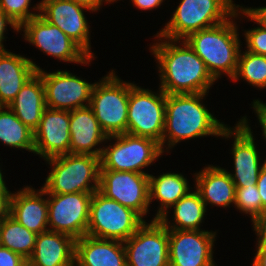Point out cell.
<instances>
[{"label": "cell", "instance_id": "6da1fadb", "mask_svg": "<svg viewBox=\"0 0 266 266\" xmlns=\"http://www.w3.org/2000/svg\"><path fill=\"white\" fill-rule=\"evenodd\" d=\"M155 38L157 42L149 49L157 59L159 88L166 94L209 93L215 80L206 69L204 61L186 41L164 38L158 34Z\"/></svg>", "mask_w": 266, "mask_h": 266}, {"label": "cell", "instance_id": "7a4b0ae2", "mask_svg": "<svg viewBox=\"0 0 266 266\" xmlns=\"http://www.w3.org/2000/svg\"><path fill=\"white\" fill-rule=\"evenodd\" d=\"M206 95L207 93L166 94L163 153L166 152L164 148L169 153L168 150L182 140L220 136L227 125L205 107L203 99Z\"/></svg>", "mask_w": 266, "mask_h": 266}, {"label": "cell", "instance_id": "3957f363", "mask_svg": "<svg viewBox=\"0 0 266 266\" xmlns=\"http://www.w3.org/2000/svg\"><path fill=\"white\" fill-rule=\"evenodd\" d=\"M235 17L239 19L238 8L232 19L218 25L189 34L184 40L204 61L206 69L217 81L222 74L230 80L235 75L241 41ZM234 18V20H233Z\"/></svg>", "mask_w": 266, "mask_h": 266}, {"label": "cell", "instance_id": "277c9868", "mask_svg": "<svg viewBox=\"0 0 266 266\" xmlns=\"http://www.w3.org/2000/svg\"><path fill=\"white\" fill-rule=\"evenodd\" d=\"M45 161L52 168L41 187L46 193H94L99 190L100 157L68 153Z\"/></svg>", "mask_w": 266, "mask_h": 266}, {"label": "cell", "instance_id": "5b68a950", "mask_svg": "<svg viewBox=\"0 0 266 266\" xmlns=\"http://www.w3.org/2000/svg\"><path fill=\"white\" fill-rule=\"evenodd\" d=\"M239 6L233 0H181L169 22L157 34L183 40L193 32L229 20Z\"/></svg>", "mask_w": 266, "mask_h": 266}, {"label": "cell", "instance_id": "8992f818", "mask_svg": "<svg viewBox=\"0 0 266 266\" xmlns=\"http://www.w3.org/2000/svg\"><path fill=\"white\" fill-rule=\"evenodd\" d=\"M145 219L134 210L107 198L99 190L92 195L86 235L125 242L143 224Z\"/></svg>", "mask_w": 266, "mask_h": 266}, {"label": "cell", "instance_id": "52a82bcc", "mask_svg": "<svg viewBox=\"0 0 266 266\" xmlns=\"http://www.w3.org/2000/svg\"><path fill=\"white\" fill-rule=\"evenodd\" d=\"M128 102L129 82L114 70L95 83L89 106L107 136L127 133Z\"/></svg>", "mask_w": 266, "mask_h": 266}, {"label": "cell", "instance_id": "ba28073f", "mask_svg": "<svg viewBox=\"0 0 266 266\" xmlns=\"http://www.w3.org/2000/svg\"><path fill=\"white\" fill-rule=\"evenodd\" d=\"M114 140L109 146H103L100 157V170L129 171L148 174L143 171L162 156L163 151L158 142L146 137L127 133L108 136ZM143 168V169H142Z\"/></svg>", "mask_w": 266, "mask_h": 266}, {"label": "cell", "instance_id": "9c48e42d", "mask_svg": "<svg viewBox=\"0 0 266 266\" xmlns=\"http://www.w3.org/2000/svg\"><path fill=\"white\" fill-rule=\"evenodd\" d=\"M166 93H157L129 82L127 134L158 142L162 149Z\"/></svg>", "mask_w": 266, "mask_h": 266}, {"label": "cell", "instance_id": "30bf717a", "mask_svg": "<svg viewBox=\"0 0 266 266\" xmlns=\"http://www.w3.org/2000/svg\"><path fill=\"white\" fill-rule=\"evenodd\" d=\"M20 31L24 32V40L60 61L87 65L93 59L58 27L40 15L24 22L19 27Z\"/></svg>", "mask_w": 266, "mask_h": 266}, {"label": "cell", "instance_id": "8fae6325", "mask_svg": "<svg viewBox=\"0 0 266 266\" xmlns=\"http://www.w3.org/2000/svg\"><path fill=\"white\" fill-rule=\"evenodd\" d=\"M46 194L48 230L67 234L75 240L86 235L93 193Z\"/></svg>", "mask_w": 266, "mask_h": 266}, {"label": "cell", "instance_id": "7c38bea8", "mask_svg": "<svg viewBox=\"0 0 266 266\" xmlns=\"http://www.w3.org/2000/svg\"><path fill=\"white\" fill-rule=\"evenodd\" d=\"M123 243L127 266H169V230L158 219L145 221Z\"/></svg>", "mask_w": 266, "mask_h": 266}, {"label": "cell", "instance_id": "4fadbf2b", "mask_svg": "<svg viewBox=\"0 0 266 266\" xmlns=\"http://www.w3.org/2000/svg\"><path fill=\"white\" fill-rule=\"evenodd\" d=\"M99 191L107 198L137 212H149V175L129 171L100 170Z\"/></svg>", "mask_w": 266, "mask_h": 266}, {"label": "cell", "instance_id": "5bb4252c", "mask_svg": "<svg viewBox=\"0 0 266 266\" xmlns=\"http://www.w3.org/2000/svg\"><path fill=\"white\" fill-rule=\"evenodd\" d=\"M247 119L246 116L242 117L234 128L227 125L220 134V137L225 139H230L231 136L234 139L230 151L233 156L235 173L229 172V175L235 187L256 185L259 173L264 165V163H260L261 158Z\"/></svg>", "mask_w": 266, "mask_h": 266}, {"label": "cell", "instance_id": "9a60e30c", "mask_svg": "<svg viewBox=\"0 0 266 266\" xmlns=\"http://www.w3.org/2000/svg\"><path fill=\"white\" fill-rule=\"evenodd\" d=\"M37 73L44 84L46 107L71 111L90 105L95 83H88L67 70L47 73L40 69Z\"/></svg>", "mask_w": 266, "mask_h": 266}, {"label": "cell", "instance_id": "2e32d148", "mask_svg": "<svg viewBox=\"0 0 266 266\" xmlns=\"http://www.w3.org/2000/svg\"><path fill=\"white\" fill-rule=\"evenodd\" d=\"M32 9L39 10L43 19L58 27L90 57L96 58L91 52L90 27L84 14V10L91 11L90 9L74 0H42Z\"/></svg>", "mask_w": 266, "mask_h": 266}, {"label": "cell", "instance_id": "e0dca14e", "mask_svg": "<svg viewBox=\"0 0 266 266\" xmlns=\"http://www.w3.org/2000/svg\"><path fill=\"white\" fill-rule=\"evenodd\" d=\"M216 231L169 230V266H217L213 260Z\"/></svg>", "mask_w": 266, "mask_h": 266}, {"label": "cell", "instance_id": "ac0fdd59", "mask_svg": "<svg viewBox=\"0 0 266 266\" xmlns=\"http://www.w3.org/2000/svg\"><path fill=\"white\" fill-rule=\"evenodd\" d=\"M70 111L46 107L34 131V153L44 160L69 153Z\"/></svg>", "mask_w": 266, "mask_h": 266}, {"label": "cell", "instance_id": "d6986e66", "mask_svg": "<svg viewBox=\"0 0 266 266\" xmlns=\"http://www.w3.org/2000/svg\"><path fill=\"white\" fill-rule=\"evenodd\" d=\"M44 196V197H43ZM46 192L32 186L12 193L10 216L28 230L40 234L48 231V201Z\"/></svg>", "mask_w": 266, "mask_h": 266}, {"label": "cell", "instance_id": "ffe728a7", "mask_svg": "<svg viewBox=\"0 0 266 266\" xmlns=\"http://www.w3.org/2000/svg\"><path fill=\"white\" fill-rule=\"evenodd\" d=\"M70 147L69 153L90 154L101 157L108 136L102 130L90 106L70 111ZM95 147V148H94Z\"/></svg>", "mask_w": 266, "mask_h": 266}, {"label": "cell", "instance_id": "44dd1931", "mask_svg": "<svg viewBox=\"0 0 266 266\" xmlns=\"http://www.w3.org/2000/svg\"><path fill=\"white\" fill-rule=\"evenodd\" d=\"M75 266H127L124 243L84 235L75 241Z\"/></svg>", "mask_w": 266, "mask_h": 266}, {"label": "cell", "instance_id": "7402d4cb", "mask_svg": "<svg viewBox=\"0 0 266 266\" xmlns=\"http://www.w3.org/2000/svg\"><path fill=\"white\" fill-rule=\"evenodd\" d=\"M35 62L7 50L0 52V106H8L24 84L40 70Z\"/></svg>", "mask_w": 266, "mask_h": 266}, {"label": "cell", "instance_id": "603a6c76", "mask_svg": "<svg viewBox=\"0 0 266 266\" xmlns=\"http://www.w3.org/2000/svg\"><path fill=\"white\" fill-rule=\"evenodd\" d=\"M75 241L67 234L49 230L37 234L28 261L33 266H75Z\"/></svg>", "mask_w": 266, "mask_h": 266}, {"label": "cell", "instance_id": "cb8c5ba5", "mask_svg": "<svg viewBox=\"0 0 266 266\" xmlns=\"http://www.w3.org/2000/svg\"><path fill=\"white\" fill-rule=\"evenodd\" d=\"M196 190L204 204L213 207H230L235 205L236 187L229 171L219 166L207 165L194 174ZM230 205V206H229Z\"/></svg>", "mask_w": 266, "mask_h": 266}, {"label": "cell", "instance_id": "d4e9b609", "mask_svg": "<svg viewBox=\"0 0 266 266\" xmlns=\"http://www.w3.org/2000/svg\"><path fill=\"white\" fill-rule=\"evenodd\" d=\"M8 107L33 132L38 128L46 108L44 84L38 73L24 84Z\"/></svg>", "mask_w": 266, "mask_h": 266}, {"label": "cell", "instance_id": "484cf974", "mask_svg": "<svg viewBox=\"0 0 266 266\" xmlns=\"http://www.w3.org/2000/svg\"><path fill=\"white\" fill-rule=\"evenodd\" d=\"M189 187L187 178L181 173L163 172L157 177L149 174V204L153 202V199L160 201V206L157 207L158 210L153 219L156 220L162 215H167L168 209L192 189Z\"/></svg>", "mask_w": 266, "mask_h": 266}, {"label": "cell", "instance_id": "4316f807", "mask_svg": "<svg viewBox=\"0 0 266 266\" xmlns=\"http://www.w3.org/2000/svg\"><path fill=\"white\" fill-rule=\"evenodd\" d=\"M170 208L174 209L173 223L168 221V215H162L158 219L168 230H202L200 226L207 208L197 190H190Z\"/></svg>", "mask_w": 266, "mask_h": 266}, {"label": "cell", "instance_id": "83f0119b", "mask_svg": "<svg viewBox=\"0 0 266 266\" xmlns=\"http://www.w3.org/2000/svg\"><path fill=\"white\" fill-rule=\"evenodd\" d=\"M0 142L11 148L34 153V132L8 106H0Z\"/></svg>", "mask_w": 266, "mask_h": 266}, {"label": "cell", "instance_id": "f1b7e54d", "mask_svg": "<svg viewBox=\"0 0 266 266\" xmlns=\"http://www.w3.org/2000/svg\"><path fill=\"white\" fill-rule=\"evenodd\" d=\"M37 234L19 224L12 216L1 221V246L28 260L33 253Z\"/></svg>", "mask_w": 266, "mask_h": 266}, {"label": "cell", "instance_id": "f546056e", "mask_svg": "<svg viewBox=\"0 0 266 266\" xmlns=\"http://www.w3.org/2000/svg\"><path fill=\"white\" fill-rule=\"evenodd\" d=\"M244 79L255 88H266V56L245 50L239 53L238 64L232 81Z\"/></svg>", "mask_w": 266, "mask_h": 266}, {"label": "cell", "instance_id": "4dcf8cb0", "mask_svg": "<svg viewBox=\"0 0 266 266\" xmlns=\"http://www.w3.org/2000/svg\"><path fill=\"white\" fill-rule=\"evenodd\" d=\"M235 208L245 214H249L251 221L262 212V201L257 185L248 187H236Z\"/></svg>", "mask_w": 266, "mask_h": 266}, {"label": "cell", "instance_id": "1f68e13d", "mask_svg": "<svg viewBox=\"0 0 266 266\" xmlns=\"http://www.w3.org/2000/svg\"><path fill=\"white\" fill-rule=\"evenodd\" d=\"M31 0H0V9L12 19L18 27L40 14L29 11Z\"/></svg>", "mask_w": 266, "mask_h": 266}, {"label": "cell", "instance_id": "d6a6232c", "mask_svg": "<svg viewBox=\"0 0 266 266\" xmlns=\"http://www.w3.org/2000/svg\"><path fill=\"white\" fill-rule=\"evenodd\" d=\"M244 31L247 51L266 56V30L258 26Z\"/></svg>", "mask_w": 266, "mask_h": 266}, {"label": "cell", "instance_id": "836d02e7", "mask_svg": "<svg viewBox=\"0 0 266 266\" xmlns=\"http://www.w3.org/2000/svg\"><path fill=\"white\" fill-rule=\"evenodd\" d=\"M240 8V9H239ZM238 14H243L244 16L249 17L250 21H254L264 30H266V7L259 8H249V7H238Z\"/></svg>", "mask_w": 266, "mask_h": 266}, {"label": "cell", "instance_id": "e575fe53", "mask_svg": "<svg viewBox=\"0 0 266 266\" xmlns=\"http://www.w3.org/2000/svg\"><path fill=\"white\" fill-rule=\"evenodd\" d=\"M255 234L257 235V246H266V209L252 220Z\"/></svg>", "mask_w": 266, "mask_h": 266}, {"label": "cell", "instance_id": "d590c367", "mask_svg": "<svg viewBox=\"0 0 266 266\" xmlns=\"http://www.w3.org/2000/svg\"><path fill=\"white\" fill-rule=\"evenodd\" d=\"M25 261L20 254L0 246V266H20Z\"/></svg>", "mask_w": 266, "mask_h": 266}, {"label": "cell", "instance_id": "8d00e7d4", "mask_svg": "<svg viewBox=\"0 0 266 266\" xmlns=\"http://www.w3.org/2000/svg\"><path fill=\"white\" fill-rule=\"evenodd\" d=\"M11 195L8 187H0V221L10 215Z\"/></svg>", "mask_w": 266, "mask_h": 266}, {"label": "cell", "instance_id": "74e56055", "mask_svg": "<svg viewBox=\"0 0 266 266\" xmlns=\"http://www.w3.org/2000/svg\"><path fill=\"white\" fill-rule=\"evenodd\" d=\"M10 25L14 31L19 32V27L17 24L10 19L1 9H0V52L5 51L3 41L5 39V32L7 30V26Z\"/></svg>", "mask_w": 266, "mask_h": 266}, {"label": "cell", "instance_id": "f35d334b", "mask_svg": "<svg viewBox=\"0 0 266 266\" xmlns=\"http://www.w3.org/2000/svg\"><path fill=\"white\" fill-rule=\"evenodd\" d=\"M252 106L262 128V136L266 141V103H263V101L259 99H255L253 100Z\"/></svg>", "mask_w": 266, "mask_h": 266}, {"label": "cell", "instance_id": "ab89813d", "mask_svg": "<svg viewBox=\"0 0 266 266\" xmlns=\"http://www.w3.org/2000/svg\"><path fill=\"white\" fill-rule=\"evenodd\" d=\"M258 192L262 201V211L266 209V159L264 165L259 173V177L256 183Z\"/></svg>", "mask_w": 266, "mask_h": 266}, {"label": "cell", "instance_id": "60d3db41", "mask_svg": "<svg viewBox=\"0 0 266 266\" xmlns=\"http://www.w3.org/2000/svg\"><path fill=\"white\" fill-rule=\"evenodd\" d=\"M164 0H131L133 6L137 7L140 10H152L161 6Z\"/></svg>", "mask_w": 266, "mask_h": 266}, {"label": "cell", "instance_id": "b9f144b4", "mask_svg": "<svg viewBox=\"0 0 266 266\" xmlns=\"http://www.w3.org/2000/svg\"><path fill=\"white\" fill-rule=\"evenodd\" d=\"M77 4H80L84 7H87L91 10V12H97L100 10V8L103 5V2L105 3H111L110 0H74Z\"/></svg>", "mask_w": 266, "mask_h": 266}, {"label": "cell", "instance_id": "7bdbcfd3", "mask_svg": "<svg viewBox=\"0 0 266 266\" xmlns=\"http://www.w3.org/2000/svg\"><path fill=\"white\" fill-rule=\"evenodd\" d=\"M252 266H266V246H256Z\"/></svg>", "mask_w": 266, "mask_h": 266}, {"label": "cell", "instance_id": "ee69618b", "mask_svg": "<svg viewBox=\"0 0 266 266\" xmlns=\"http://www.w3.org/2000/svg\"><path fill=\"white\" fill-rule=\"evenodd\" d=\"M1 168H0V187H7L6 184H5V180H4V176L2 175V172H1Z\"/></svg>", "mask_w": 266, "mask_h": 266}, {"label": "cell", "instance_id": "f6af8a7d", "mask_svg": "<svg viewBox=\"0 0 266 266\" xmlns=\"http://www.w3.org/2000/svg\"><path fill=\"white\" fill-rule=\"evenodd\" d=\"M20 266H33L28 260L22 263Z\"/></svg>", "mask_w": 266, "mask_h": 266}, {"label": "cell", "instance_id": "bcb514c9", "mask_svg": "<svg viewBox=\"0 0 266 266\" xmlns=\"http://www.w3.org/2000/svg\"><path fill=\"white\" fill-rule=\"evenodd\" d=\"M0 231H1V221H0ZM0 246H1V238H0Z\"/></svg>", "mask_w": 266, "mask_h": 266}]
</instances>
